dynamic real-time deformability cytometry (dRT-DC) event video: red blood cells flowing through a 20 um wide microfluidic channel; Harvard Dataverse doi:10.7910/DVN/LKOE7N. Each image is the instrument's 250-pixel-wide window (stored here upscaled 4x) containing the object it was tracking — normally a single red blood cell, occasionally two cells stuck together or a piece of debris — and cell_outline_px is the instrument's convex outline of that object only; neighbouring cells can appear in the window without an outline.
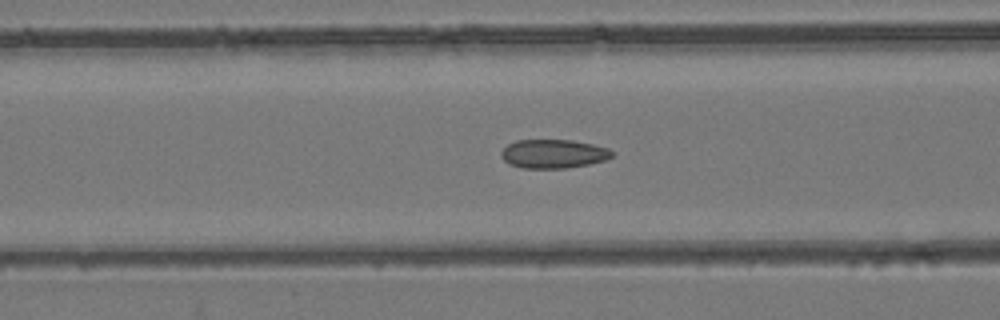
{"species": "common noctule bat (a hibernating species)", "species_latin": "Nyctalus noctula", "temperature_condition": "room temperature", "stored_images_in_passage": 54, "camera_frame_rate_fps": 3000, "um_per_image_px": 0.085, "animal": {"sex": "female", "body_mass_g": 24.6, "forearm_length_mm": 56.2}, "frame": {"image": 1, "passage_image": 22, "time_ms": 7.0, "image_size_px": [1000, 320], "cell_outline_px": [[612, 156], [604, 160], [588, 164], [564, 168], [524, 168], [508, 164], [500, 156], [500, 152], [508, 144], [516, 140], [572, 140], [592, 144], [608, 148], [612, 152]], "centroid_in_image_um": [46.99, 13.07], "position_along_channel_um": 119.6, "area_um2": 18.5}}
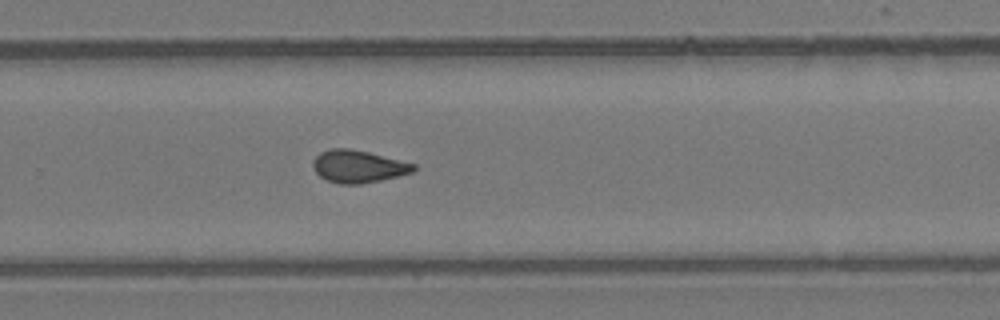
{"frame": {"image": 2, "passage_image": 36, "time_ms": 11.667, "image_size_px": [1000, 320], "cell_outline_px": [[416, 168], [412, 172], [380, 180], [360, 184], [340, 184], [328, 180], [320, 176], [312, 168], [312, 164], [316, 156], [320, 152], [332, 148], [348, 148], [368, 152], [416, 164]], "centroid_in_image_um": [30.42, 14.14], "position_along_channel_um": 299.4, "area_um2": 18.84}}
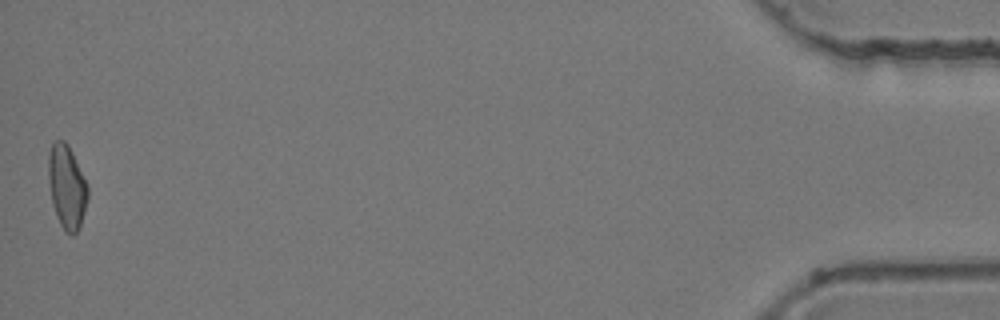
{"frame": {"image": 3, "passage_image": 54, "time_ms": 17.667, "image_size_px": [1000, 320], "cell_outline_px": [[88, 200], [80, 228], [72, 236], [64, 232], [56, 216], [52, 204], [48, 176], [48, 152], [52, 140], [64, 140], [68, 144], [88, 184]], "centroid_in_image_um": [5.68, 15.88], "position_along_channel_um": 429.5, "area_um2": 19.65}, "authors_computed_cell_mechanics": {"area_um2": 18.9006, "velocity_mm_per_s": 3.8497, "shape_relaxation_time_tau1_ms": 9.6805, "shape_relaxation_time_tau2_ms": 2.555, "deformation_change_tau1": 0.1432, "deformation_change_tau2": 0.0783}}